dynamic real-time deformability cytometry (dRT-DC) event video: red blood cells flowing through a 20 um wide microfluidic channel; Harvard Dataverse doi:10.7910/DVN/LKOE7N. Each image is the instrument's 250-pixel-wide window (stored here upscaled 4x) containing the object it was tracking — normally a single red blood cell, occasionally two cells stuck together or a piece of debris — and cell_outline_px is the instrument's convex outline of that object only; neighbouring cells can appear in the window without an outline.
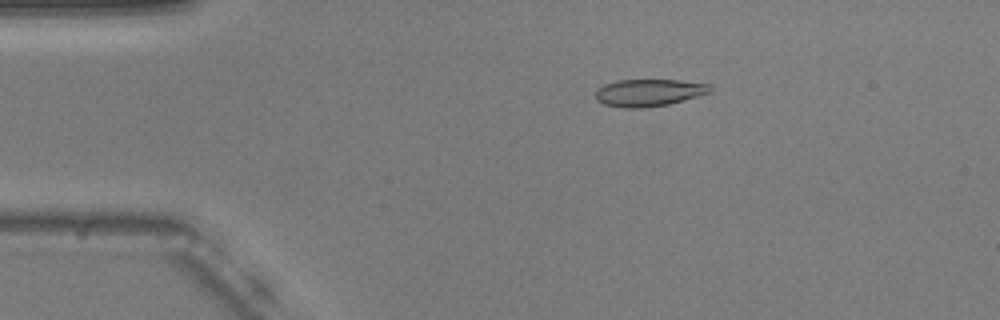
{"species": "common noctule bat (a hibernating species)", "species_latin": "Nyctalus noctula", "temperature_condition": "warm", "stored_images_in_passage": 50, "camera_frame_rate_fps": 3000, "um_per_image_px": 0.085, "animal": {"sex": "male", "body_mass_g": 20.5, "forearm_length_mm": 52.5}, "frame": {"image": 1, "passage_image": 6, "time_ms": 1.667, "image_size_px": [1000, 320], "cell_outline_px": [[712, 92], [668, 104], [644, 108], [624, 108], [604, 104], [596, 100], [596, 88], [604, 84], [616, 80], [680, 80], [712, 84]], "centroid_in_image_um": [55.15, 7.87], "position_along_channel_um": 29.8, "area_um2": 18.32}}
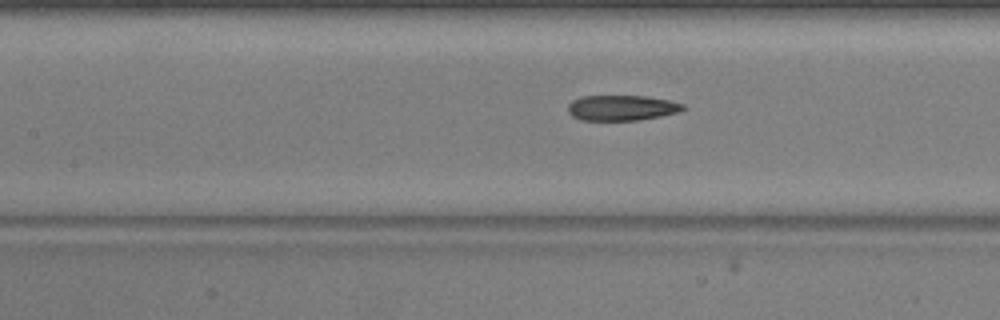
{"frame": {"image": 2, "passage_image": 20, "time_ms": 6.333, "image_size_px": [1000, 320], "cell_outline_px": [[688, 108], [680, 112], [660, 116], [636, 120], [580, 120], [572, 116], [568, 112], [568, 104], [572, 100], [580, 96], [648, 96], [668, 100], [684, 104]], "centroid_in_image_um": [52.85, 9.16], "position_along_channel_um": 154.5, "area_um2": 17.17}}
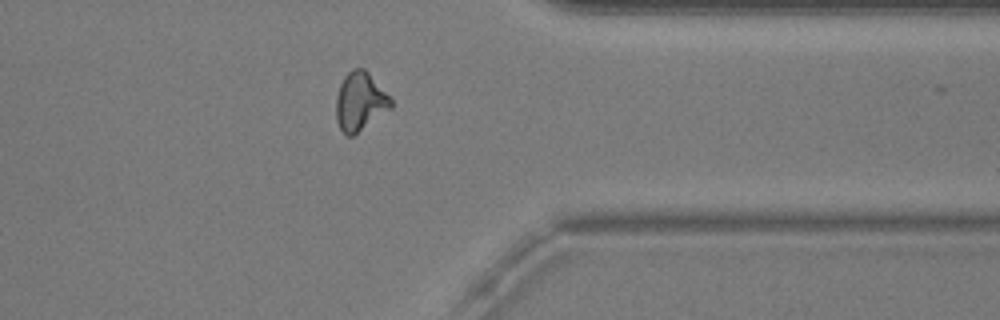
{"frame": {"image": 3, "passage_image": 39, "time_ms": 12.667, "image_size_px": [1000, 320], "cell_outline_px": [[392, 108], [352, 136], [344, 136], [336, 120], [336, 96], [340, 84], [344, 76], [352, 68], [364, 68], [368, 72], [392, 100]], "centroid_in_image_um": [30.58, 8.64], "position_along_channel_um": 380.8, "area_um2": 18.61}, "authors_computed_cell_mechanics": {"area_um2": 18.1781, "velocity_mm_per_s": 3.7268, "shape_relaxation_time_tau1_ms": 6.7787, "shape_relaxation_time_tau2_ms": 4.3564, "deformation_change_tau1": 0.1962, "deformation_change_tau2": 0.1271}}